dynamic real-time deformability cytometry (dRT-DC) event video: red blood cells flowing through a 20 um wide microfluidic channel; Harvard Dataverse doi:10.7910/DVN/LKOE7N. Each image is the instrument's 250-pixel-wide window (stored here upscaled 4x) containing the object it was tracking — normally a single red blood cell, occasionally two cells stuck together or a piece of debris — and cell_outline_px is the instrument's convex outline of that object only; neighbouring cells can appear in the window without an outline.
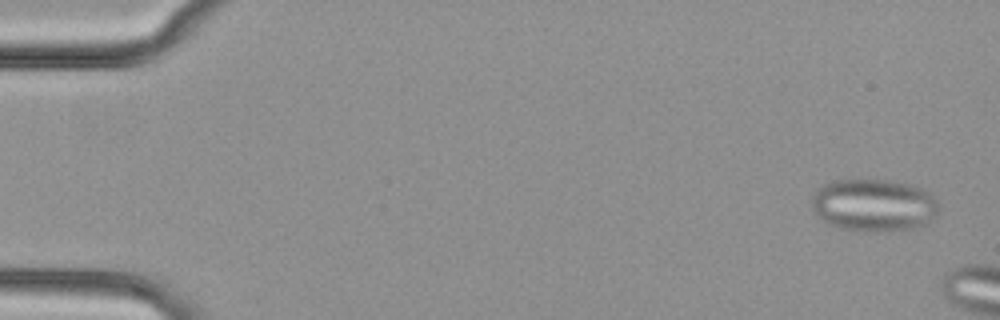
{"species": "common noctule bat (a hibernating species)", "species_latin": "Nyctalus noctula", "temperature_condition": "cold", "stored_images_in_passage": 6, "camera_frame_rate_fps": 3000, "um_per_image_px": 0.085, "animal": {"sex": "female", "body_mass_g": 29.2, "forearm_length_mm": 56.3}, "frame": {"image": 1, "passage_image": 2, "time_ms": 0.333, "image_size_px": [1000, 320], "cell_outline_px": [[940, 208], [924, 224], [912, 228], [888, 232], [864, 232], [840, 228], [828, 224], [816, 216], [812, 204], [812, 196], [824, 184], [840, 180], [888, 180], [908, 184], [920, 188], [932, 196], [940, 204]], "centroid_in_image_um": [74.25, 17.46], "position_along_channel_um": 10.8, "area_um2": 38.73}}